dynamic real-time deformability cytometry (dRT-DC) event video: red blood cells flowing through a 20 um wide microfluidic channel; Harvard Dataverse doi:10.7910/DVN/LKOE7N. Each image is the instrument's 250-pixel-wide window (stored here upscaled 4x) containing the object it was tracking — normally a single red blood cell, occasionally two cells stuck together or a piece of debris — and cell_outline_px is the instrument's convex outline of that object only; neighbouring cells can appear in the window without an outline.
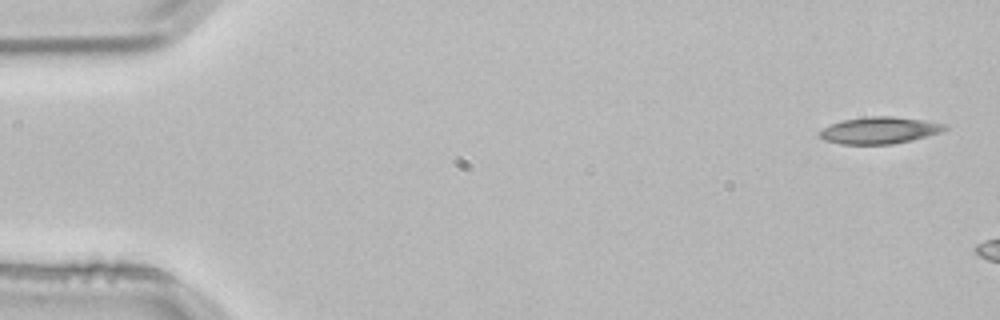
{"species": "common noctule bat (a hibernating species)", "species_latin": "Nyctalus noctula", "temperature_condition": "room temperature", "stored_images_in_passage": 3, "camera_frame_rate_fps": 3000, "um_per_image_px": 0.085, "animal": {"sex": "male", "body_mass_g": 21.5, "forearm_length_mm": 52.0}, "frame": {"image": 1, "passage_image": 1, "time_ms": 0.0, "image_size_px": [1000, 320], "cell_outline_px": [[948, 128], [940, 132], [912, 140], [892, 144], [840, 144], [824, 140], [820, 136], [820, 132], [824, 128], [832, 124], [844, 120], [868, 116], [892, 116], [924, 120], [944, 124]], "centroid_in_image_um": [74.76, 11.08], "position_along_channel_um": 10.2, "area_um2": 19.31}}